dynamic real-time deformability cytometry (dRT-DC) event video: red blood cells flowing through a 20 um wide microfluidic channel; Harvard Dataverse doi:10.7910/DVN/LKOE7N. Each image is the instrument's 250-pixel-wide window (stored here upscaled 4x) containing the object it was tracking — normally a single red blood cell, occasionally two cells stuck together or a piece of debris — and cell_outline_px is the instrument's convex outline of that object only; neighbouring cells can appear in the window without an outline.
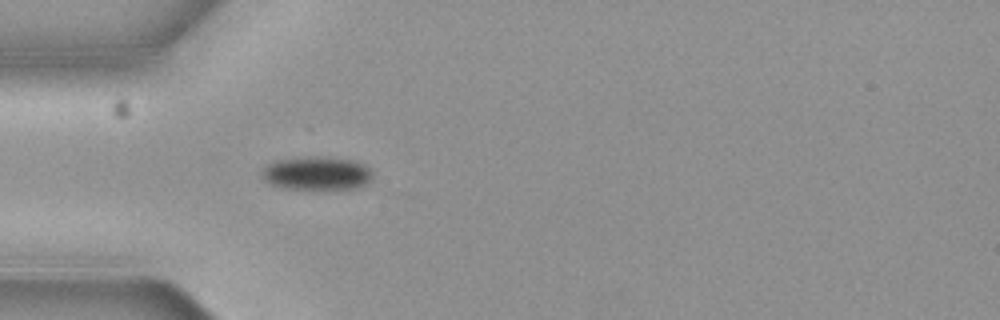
{"species": "common noctule bat (a hibernating species)", "species_latin": "Nyctalus noctula", "temperature_condition": "cold", "stored_images_in_passage": 4, "camera_frame_rate_fps": 3000, "um_per_image_px": 0.085, "animal": {"sex": "female", "body_mass_g": 19.3, "forearm_length_mm": 54.1}, "frame": {"image": 1, "passage_image": 4, "time_ms": 1.0, "image_size_px": [1000, 320], "cell_outline_px": [[372, 176], [364, 184], [352, 188], [284, 188], [272, 184], [264, 180], [264, 168], [268, 164], [276, 160], [348, 160], [364, 164], [372, 168]], "centroid_in_image_um": [26.95, 14.78], "position_along_channel_um": 58.0, "area_um2": 19.83}}